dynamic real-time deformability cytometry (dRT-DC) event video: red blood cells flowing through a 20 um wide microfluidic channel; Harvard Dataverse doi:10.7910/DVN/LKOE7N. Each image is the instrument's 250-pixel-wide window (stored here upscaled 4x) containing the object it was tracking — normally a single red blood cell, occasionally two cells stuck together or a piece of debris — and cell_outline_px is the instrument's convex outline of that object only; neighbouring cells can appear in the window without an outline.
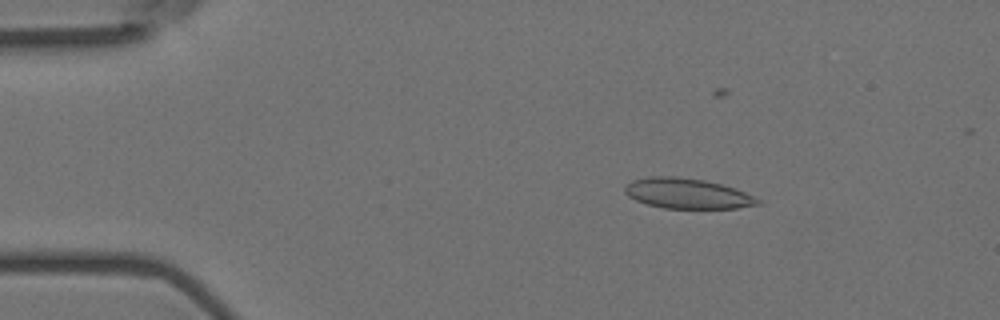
{"species": "Egyptian fruit bat (a non-hibernating species)", "species_latin": "Rousettus aegyptiacus", "temperature_condition": "room temperature", "stored_images_in_passage": 39, "camera_frame_rate_fps": 3000, "um_per_image_px": 0.085, "animal": {"sex": "female"}, "frame": {"image": 1, "passage_image": 5, "time_ms": 1.333, "image_size_px": [1000, 320], "cell_outline_px": [[760, 204], [736, 208], [664, 208], [648, 204], [636, 200], [628, 196], [624, 192], [624, 188], [632, 180], [648, 176], [676, 176], [704, 180], [720, 184], [744, 192], [760, 200]], "centroid_in_image_um": [58.37, 16.44], "position_along_channel_um": 26.6, "area_um2": 23.18}}
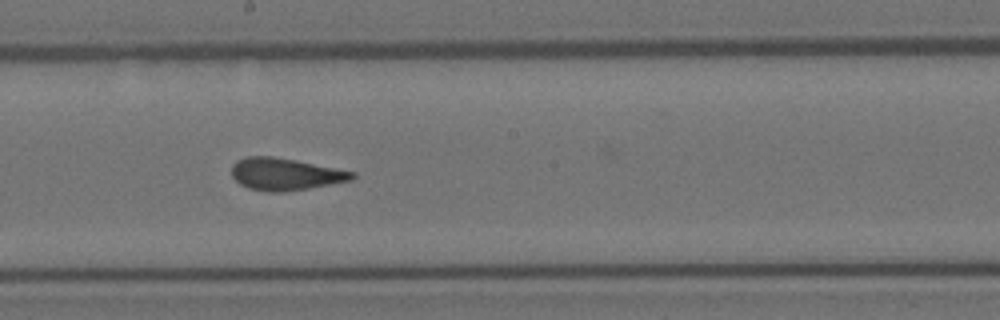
{"frame": {"image": 2, "passage_image": 26, "time_ms": 8.333, "image_size_px": [1000, 320], "cell_outline_px": [[356, 176], [352, 180], [308, 188], [280, 192], [268, 192], [248, 188], [240, 184], [232, 176], [232, 164], [236, 160], [244, 156], [272, 156], [296, 160], [356, 172]], "centroid_in_image_um": [24.22, 14.79], "position_along_channel_um": 224.0, "area_um2": 22.6}}
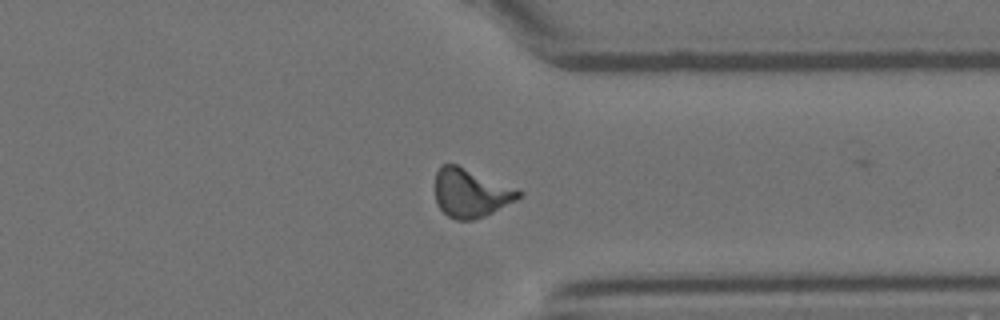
{"frame": {"image": 3, "passage_image": 38, "time_ms": 12.333, "image_size_px": [1000, 320], "cell_outline_px": [[524, 192], [516, 200], [484, 216], [472, 220], [456, 220], [448, 216], [436, 204], [436, 172], [440, 164], [456, 164]], "centroid_in_image_um": [39.98, 16.41], "position_along_channel_um": 371.4, "area_um2": 23.29}}